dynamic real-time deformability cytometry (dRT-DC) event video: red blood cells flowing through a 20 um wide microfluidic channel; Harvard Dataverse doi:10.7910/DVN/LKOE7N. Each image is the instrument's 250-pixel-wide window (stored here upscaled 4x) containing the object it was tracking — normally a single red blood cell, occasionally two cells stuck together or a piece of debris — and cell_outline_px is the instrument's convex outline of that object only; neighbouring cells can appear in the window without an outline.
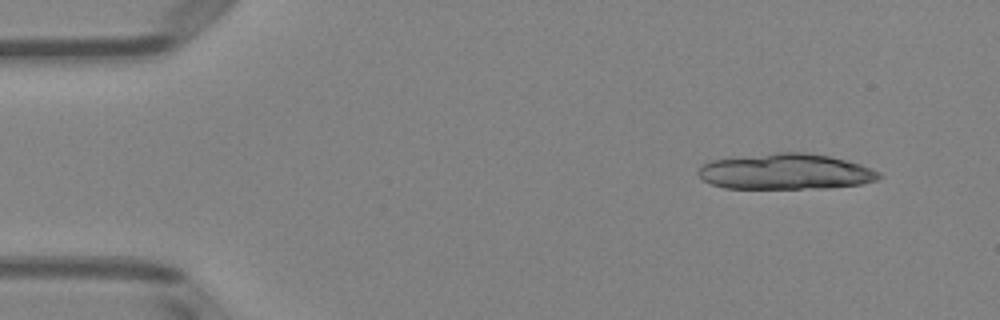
{"species": "Egyptian fruit bat (a non-hibernating species)", "species_latin": "Rousettus aegyptiacus", "temperature_condition": "room temperature", "stored_images_in_passage": 6, "camera_frame_rate_fps": 3000, "um_per_image_px": 0.085, "animal": {"sex": "female"}, "frame": {"image": 1, "passage_image": 2, "time_ms": 1.0, "image_size_px": [1000, 320], "cell_outline_px": [[884, 176], [876, 180], [860, 184], [832, 188], [724, 188], [712, 184], [704, 180], [696, 172], [700, 164], [712, 160], [776, 152], [808, 152], [832, 156], [848, 160], [872, 168], [880, 172]], "centroid_in_image_um": [66.81, 14.58], "position_along_channel_um": 18.2, "area_um2": 38.03}}
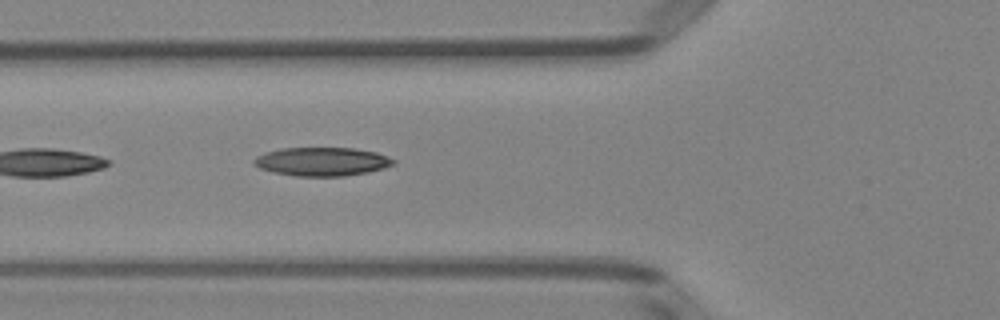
{"frame": {"image": 2, "passage_image": 6, "time_ms": 5.667, "image_size_px": [1000, 320], "cell_outline_px": [[396, 164], [384, 168], [368, 172], [344, 176], [296, 176], [272, 172], [260, 168], [252, 164], [252, 160], [256, 156], [264, 152], [280, 148], [352, 148], [376, 152], [388, 156], [396, 160]], "centroid_in_image_um": [27.35, 13.73], "position_along_channel_um": 98.4, "area_um2": 23.47}}